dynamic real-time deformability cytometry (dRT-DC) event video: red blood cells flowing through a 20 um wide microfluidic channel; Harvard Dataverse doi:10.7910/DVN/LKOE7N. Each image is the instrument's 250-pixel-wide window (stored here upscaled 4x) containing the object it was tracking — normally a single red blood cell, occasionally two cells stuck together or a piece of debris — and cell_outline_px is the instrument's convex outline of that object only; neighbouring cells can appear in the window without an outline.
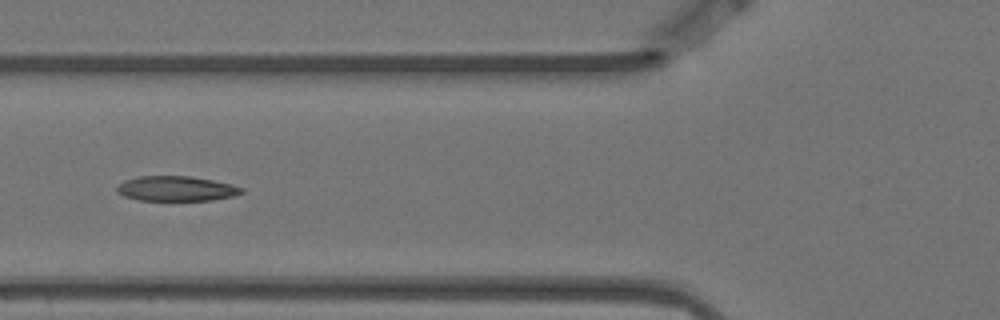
{"species": "Egyptian fruit bat (a non-hibernating species)", "species_latin": "Rousettus aegyptiacus", "temperature_condition": "warm", "stored_images_in_passage": 7, "camera_frame_rate_fps": 3000, "um_per_image_px": 0.085, "animal": {"sex": "female"}, "frame": {"image": 1, "passage_image": 5, "time_ms": 1.333, "image_size_px": [1000, 320], "cell_outline_px": [[244, 192], [232, 196], [212, 200], [140, 200], [124, 196], [116, 192], [116, 188], [124, 180], [140, 176], [192, 176], [232, 184], [244, 188]], "centroid_in_image_um": [14.99, 16.02], "position_along_channel_um": 110.8, "area_um2": 18.09}}
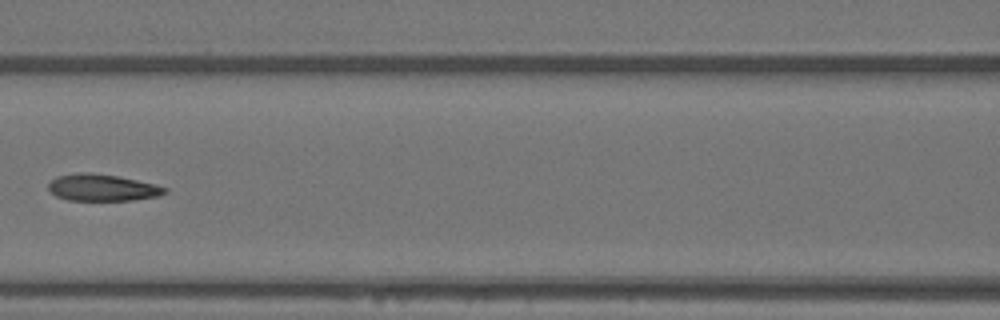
{"frame": {"image": 2, "passage_image": 6, "time_ms": 1.667, "image_size_px": [1000, 320], "cell_outline_px": [[168, 192], [160, 196], [132, 200], [68, 200], [56, 196], [48, 188], [48, 184], [56, 176], [80, 172], [92, 172], [116, 176], [136, 180], [168, 188]], "centroid_in_image_um": [8.69, 15.94], "position_along_channel_um": 157.9, "area_um2": 18.09}}
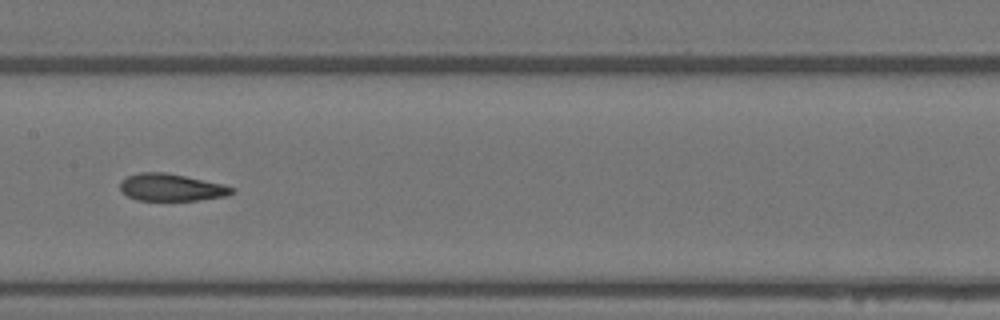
{"frame": {"image": 3, "passage_image": 7, "time_ms": 2.0, "image_size_px": [1000, 320], "cell_outline_px": [[236, 192], [228, 196], [196, 200], [136, 200], [128, 196], [120, 188], [120, 180], [128, 176], [140, 172], [164, 172], [224, 184], [236, 188]], "centroid_in_image_um": [14.6, 15.93], "position_along_channel_um": 192.8, "area_um2": 17.74}}